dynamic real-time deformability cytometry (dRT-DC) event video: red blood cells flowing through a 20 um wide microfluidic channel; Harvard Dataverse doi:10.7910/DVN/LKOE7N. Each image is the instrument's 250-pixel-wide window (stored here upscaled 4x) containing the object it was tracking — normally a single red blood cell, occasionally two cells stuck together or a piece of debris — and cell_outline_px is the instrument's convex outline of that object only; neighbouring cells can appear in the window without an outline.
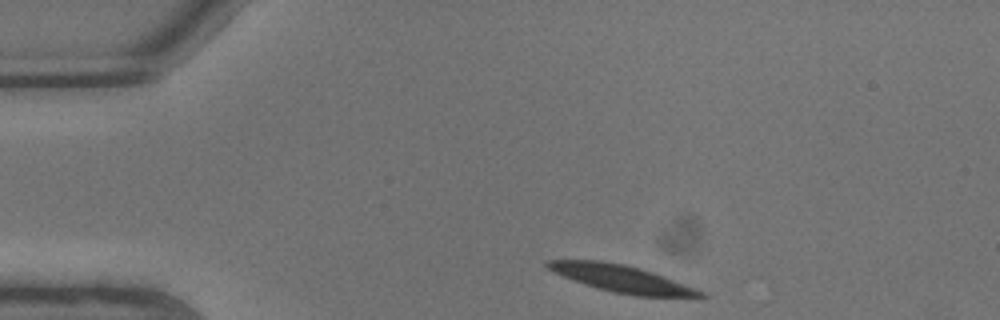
{"species": "common noctule bat (a hibernating species)", "species_latin": "Nyctalus noctula", "temperature_condition": "warm", "stored_images_in_passage": 3, "camera_frame_rate_fps": 3000, "um_per_image_px": 0.085, "animal": {"sex": "male", "body_mass_g": 13.3}, "frame": {"image": 1, "passage_image": 1, "time_ms": 0.0, "image_size_px": [1000, 320], "cell_outline_px": [[708, 296], [636, 296], [612, 292], [596, 288], [572, 280], [552, 272], [544, 264], [544, 260], [600, 260], [624, 264], [640, 268], [664, 276], [696, 288], [704, 292]], "centroid_in_image_um": [52.77, 23.67], "position_along_channel_um": 32.2, "area_um2": 24.1}}